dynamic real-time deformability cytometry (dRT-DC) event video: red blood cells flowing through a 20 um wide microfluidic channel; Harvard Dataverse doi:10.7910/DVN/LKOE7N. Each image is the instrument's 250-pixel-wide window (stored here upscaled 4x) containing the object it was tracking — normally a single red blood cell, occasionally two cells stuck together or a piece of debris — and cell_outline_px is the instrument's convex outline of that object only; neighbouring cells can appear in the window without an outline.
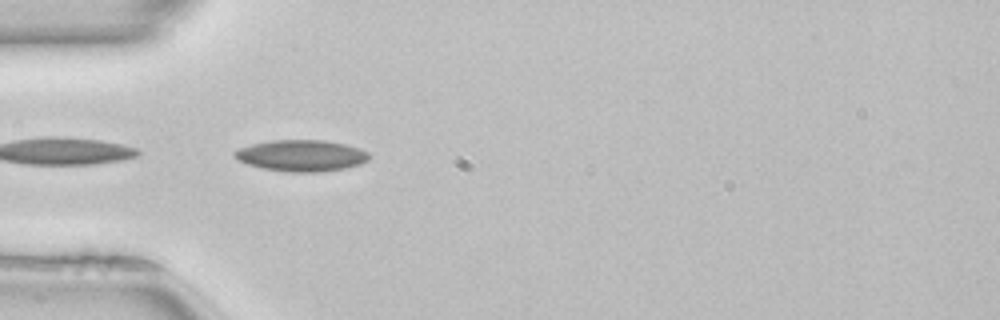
{"species": "common noctule bat (a hibernating species)", "species_latin": "Nyctalus noctula", "temperature_condition": "room temperature", "stored_images_in_passage": 22, "camera_frame_rate_fps": 3000, "um_per_image_px": 0.085, "animal": {"sex": "female", "body_mass_g": 22.7, "forearm_length_mm": 54.2}, "frame": {"image": 1, "passage_image": 1, "time_ms": 0.0, "image_size_px": [1000, 320], "cell_outline_px": [[372, 156], [368, 160], [360, 164], [344, 168], [320, 172], [288, 172], [264, 168], [248, 164], [240, 160], [232, 152], [236, 148], [252, 144], [272, 140], [324, 140], [344, 144], [360, 148], [368, 152]], "centroid_in_image_um": [25.64, 13.22], "position_along_channel_um": 59.4, "area_um2": 24.57}}